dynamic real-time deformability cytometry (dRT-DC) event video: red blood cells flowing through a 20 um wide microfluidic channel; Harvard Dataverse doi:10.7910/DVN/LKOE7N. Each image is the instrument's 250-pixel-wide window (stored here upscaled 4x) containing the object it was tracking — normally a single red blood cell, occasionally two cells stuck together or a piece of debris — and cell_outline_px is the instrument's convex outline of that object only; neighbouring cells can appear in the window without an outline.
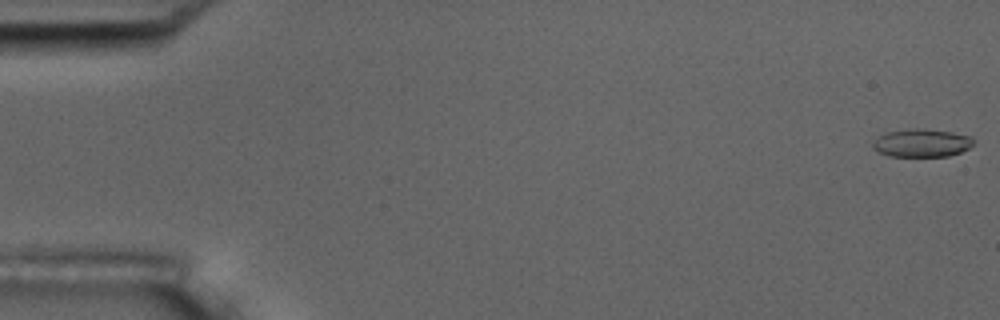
{"species": "common noctule bat (a hibernating species)", "species_latin": "Nyctalus noctula", "temperature_condition": "room temperature", "stored_images_in_passage": 9, "camera_frame_rate_fps": 3000, "um_per_image_px": 0.085, "animal": {"sex": "male", "body_mass_g": 17.5, "forearm_length_mm": 52.3}, "frame": {"image": 1, "passage_image": 1, "time_ms": 0.0, "image_size_px": [1000, 320], "cell_outline_px": [[976, 140], [968, 148], [960, 152], [948, 156], [888, 156], [872, 148], [872, 144], [880, 136], [888, 132], [908, 128], [924, 128], [952, 132], [972, 136]], "centroid_in_image_um": [78.38, 12.14], "position_along_channel_um": 6.6, "area_um2": 16.47}}
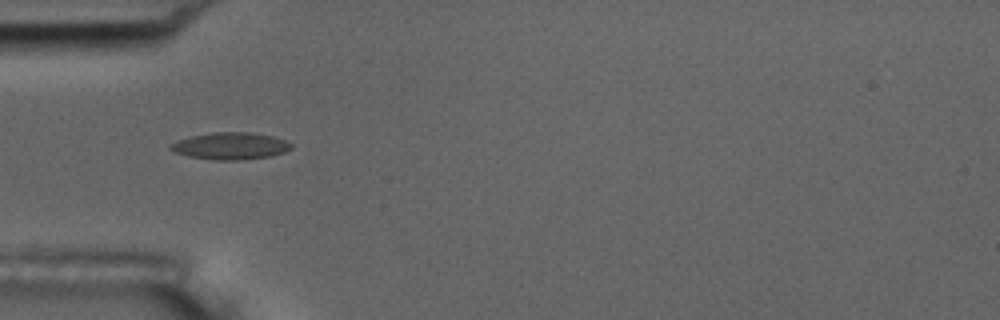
{"frame": {"image": 2, "passage_image": 6, "time_ms": 5.667, "image_size_px": [1000, 320], "cell_outline_px": [[292, 148], [284, 152], [272, 156], [244, 160], [216, 160], [188, 156], [172, 152], [168, 148], [168, 144], [176, 140], [192, 136], [212, 132], [248, 132], [272, 136], [284, 140], [292, 144]], "centroid_in_image_um": [19.54, 12.41], "position_along_channel_um": 65.5, "area_um2": 19.19}}
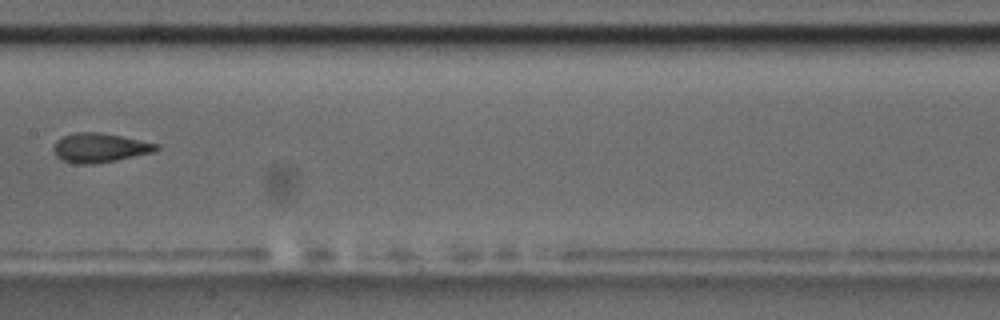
{"frame": {"image": 3, "passage_image": 9, "time_ms": 9.333, "image_size_px": [1000, 320], "cell_outline_px": [[160, 148], [152, 152], [116, 160], [92, 164], [80, 164], [64, 160], [56, 156], [52, 148], [56, 140], [64, 136], [76, 132], [100, 132], [160, 144]], "centroid_in_image_um": [8.47, 12.55], "position_along_channel_um": 198.9, "area_um2": 17.34}}